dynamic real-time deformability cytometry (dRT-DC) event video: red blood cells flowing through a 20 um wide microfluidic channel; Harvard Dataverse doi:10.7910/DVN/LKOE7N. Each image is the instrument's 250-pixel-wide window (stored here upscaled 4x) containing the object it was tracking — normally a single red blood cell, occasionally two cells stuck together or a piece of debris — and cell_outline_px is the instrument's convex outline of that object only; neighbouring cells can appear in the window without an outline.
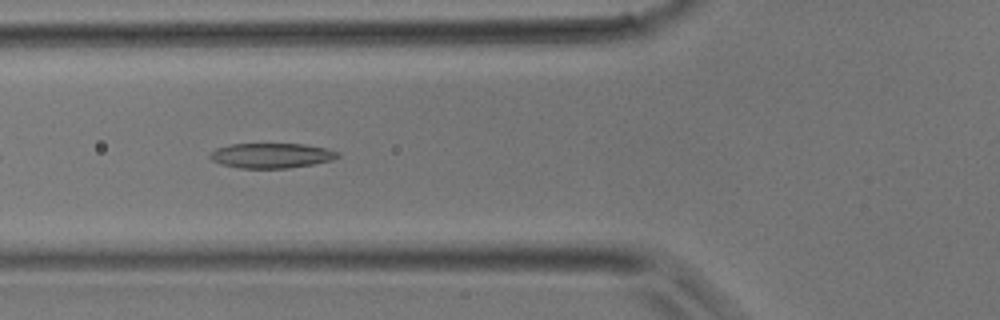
{"species": "common noctule bat (a hibernating species)", "species_latin": "Nyctalus noctula", "temperature_condition": "room temperature", "stored_images_in_passage": 29, "camera_frame_rate_fps": 3000, "um_per_image_px": 0.085, "animal": {"sex": "male", "body_mass_g": 17.9}, "frame": {"image": 1, "passage_image": 4, "time_ms": 1.0, "image_size_px": [1000, 320], "cell_outline_px": [[340, 156], [332, 160], [312, 164], [288, 168], [240, 168], [220, 164], [212, 160], [208, 156], [208, 152], [216, 148], [228, 144], [304, 144], [324, 148], [340, 152]], "centroid_in_image_um": [23.02, 13.22], "position_along_channel_um": 102.8, "area_um2": 18.67}}
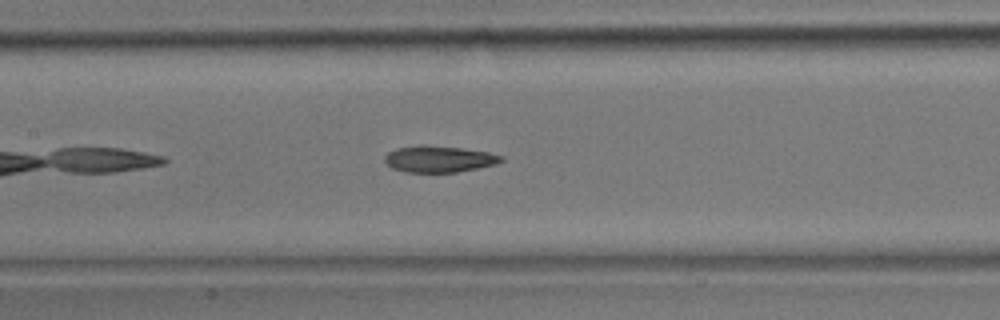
{"frame": {"image": 2, "passage_image": 8, "time_ms": 2.333, "image_size_px": [1000, 320], "cell_outline_px": [[504, 160], [496, 164], [456, 172], [404, 172], [392, 168], [384, 160], [384, 156], [388, 152], [396, 148], [460, 148], [488, 152], [504, 156]], "centroid_in_image_um": [37.36, 13.57], "position_along_channel_um": 170.0, "area_um2": 17.05}}
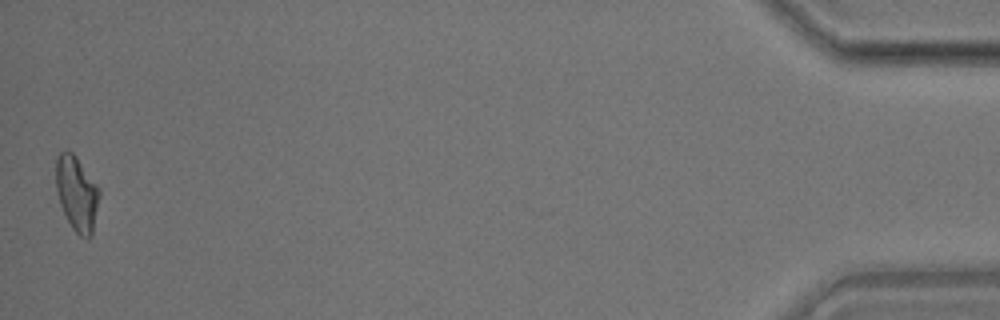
{"frame": {"image": 3, "passage_image": 29, "time_ms": 9.333, "image_size_px": [1000, 320], "cell_outline_px": [[100, 192], [92, 232], [88, 240], [80, 236], [72, 228], [60, 204], [56, 188], [56, 156], [60, 152], [72, 152], [100, 188]], "centroid_in_image_um": [6.52, 16.45], "position_along_channel_um": 428.7, "area_um2": 18.61}}